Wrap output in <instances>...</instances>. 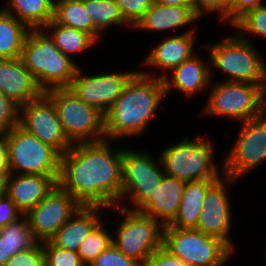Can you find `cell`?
Masks as SVG:
<instances>
[{
	"mask_svg": "<svg viewBox=\"0 0 266 266\" xmlns=\"http://www.w3.org/2000/svg\"><path fill=\"white\" fill-rule=\"evenodd\" d=\"M84 7L91 17L94 28L105 35L106 31L117 27V29L130 26L125 22L116 0H87Z\"/></svg>",
	"mask_w": 266,
	"mask_h": 266,
	"instance_id": "cell-30",
	"label": "cell"
},
{
	"mask_svg": "<svg viewBox=\"0 0 266 266\" xmlns=\"http://www.w3.org/2000/svg\"><path fill=\"white\" fill-rule=\"evenodd\" d=\"M153 3L165 6H186L193 7V0H153Z\"/></svg>",
	"mask_w": 266,
	"mask_h": 266,
	"instance_id": "cell-43",
	"label": "cell"
},
{
	"mask_svg": "<svg viewBox=\"0 0 266 266\" xmlns=\"http://www.w3.org/2000/svg\"><path fill=\"white\" fill-rule=\"evenodd\" d=\"M11 129L0 119V138H5Z\"/></svg>",
	"mask_w": 266,
	"mask_h": 266,
	"instance_id": "cell-45",
	"label": "cell"
},
{
	"mask_svg": "<svg viewBox=\"0 0 266 266\" xmlns=\"http://www.w3.org/2000/svg\"><path fill=\"white\" fill-rule=\"evenodd\" d=\"M119 210L122 216L116 228V236L112 234V244L126 256L132 257L143 265L151 254L163 247L164 225L140 211H134L122 206L109 208V211Z\"/></svg>",
	"mask_w": 266,
	"mask_h": 266,
	"instance_id": "cell-11",
	"label": "cell"
},
{
	"mask_svg": "<svg viewBox=\"0 0 266 266\" xmlns=\"http://www.w3.org/2000/svg\"><path fill=\"white\" fill-rule=\"evenodd\" d=\"M54 40L63 54L73 59L76 54H83L97 45V41L87 32L57 24L53 19L43 28ZM49 30V31H48Z\"/></svg>",
	"mask_w": 266,
	"mask_h": 266,
	"instance_id": "cell-27",
	"label": "cell"
},
{
	"mask_svg": "<svg viewBox=\"0 0 266 266\" xmlns=\"http://www.w3.org/2000/svg\"><path fill=\"white\" fill-rule=\"evenodd\" d=\"M80 66L68 87L78 98L95 107L104 115L121 96L122 91L131 77L137 72L124 71L84 74ZM89 75V76H88Z\"/></svg>",
	"mask_w": 266,
	"mask_h": 266,
	"instance_id": "cell-15",
	"label": "cell"
},
{
	"mask_svg": "<svg viewBox=\"0 0 266 266\" xmlns=\"http://www.w3.org/2000/svg\"><path fill=\"white\" fill-rule=\"evenodd\" d=\"M0 91L19 107L44 93L21 58L0 59Z\"/></svg>",
	"mask_w": 266,
	"mask_h": 266,
	"instance_id": "cell-19",
	"label": "cell"
},
{
	"mask_svg": "<svg viewBox=\"0 0 266 266\" xmlns=\"http://www.w3.org/2000/svg\"><path fill=\"white\" fill-rule=\"evenodd\" d=\"M186 182L164 175L154 197L140 210L141 213L169 225L176 217Z\"/></svg>",
	"mask_w": 266,
	"mask_h": 266,
	"instance_id": "cell-23",
	"label": "cell"
},
{
	"mask_svg": "<svg viewBox=\"0 0 266 266\" xmlns=\"http://www.w3.org/2000/svg\"><path fill=\"white\" fill-rule=\"evenodd\" d=\"M20 58L44 92L68 88L80 66L62 53L43 28L30 29Z\"/></svg>",
	"mask_w": 266,
	"mask_h": 266,
	"instance_id": "cell-3",
	"label": "cell"
},
{
	"mask_svg": "<svg viewBox=\"0 0 266 266\" xmlns=\"http://www.w3.org/2000/svg\"><path fill=\"white\" fill-rule=\"evenodd\" d=\"M102 220L81 242L77 253L82 262L88 266L112 244V233ZM110 231V232H109Z\"/></svg>",
	"mask_w": 266,
	"mask_h": 266,
	"instance_id": "cell-31",
	"label": "cell"
},
{
	"mask_svg": "<svg viewBox=\"0 0 266 266\" xmlns=\"http://www.w3.org/2000/svg\"><path fill=\"white\" fill-rule=\"evenodd\" d=\"M165 97L163 79L138 70L104 115L106 138L114 143L115 140L137 138L146 133Z\"/></svg>",
	"mask_w": 266,
	"mask_h": 266,
	"instance_id": "cell-2",
	"label": "cell"
},
{
	"mask_svg": "<svg viewBox=\"0 0 266 266\" xmlns=\"http://www.w3.org/2000/svg\"><path fill=\"white\" fill-rule=\"evenodd\" d=\"M0 171H10L7 164V149L5 138H0Z\"/></svg>",
	"mask_w": 266,
	"mask_h": 266,
	"instance_id": "cell-42",
	"label": "cell"
},
{
	"mask_svg": "<svg viewBox=\"0 0 266 266\" xmlns=\"http://www.w3.org/2000/svg\"><path fill=\"white\" fill-rule=\"evenodd\" d=\"M195 37H197L196 31L164 37L160 43L158 42L155 47H152L143 61V65L145 64L148 69L153 67L154 71L141 70V72L151 77L163 78L175 67L197 53ZM157 69L159 73L156 74Z\"/></svg>",
	"mask_w": 266,
	"mask_h": 266,
	"instance_id": "cell-17",
	"label": "cell"
},
{
	"mask_svg": "<svg viewBox=\"0 0 266 266\" xmlns=\"http://www.w3.org/2000/svg\"><path fill=\"white\" fill-rule=\"evenodd\" d=\"M111 141L76 143L60 157L57 184L82 206L108 210L121 200L123 148L112 149Z\"/></svg>",
	"mask_w": 266,
	"mask_h": 266,
	"instance_id": "cell-1",
	"label": "cell"
},
{
	"mask_svg": "<svg viewBox=\"0 0 266 266\" xmlns=\"http://www.w3.org/2000/svg\"><path fill=\"white\" fill-rule=\"evenodd\" d=\"M54 102L63 131L72 144L106 139L102 112L78 98L69 88L45 92Z\"/></svg>",
	"mask_w": 266,
	"mask_h": 266,
	"instance_id": "cell-10",
	"label": "cell"
},
{
	"mask_svg": "<svg viewBox=\"0 0 266 266\" xmlns=\"http://www.w3.org/2000/svg\"><path fill=\"white\" fill-rule=\"evenodd\" d=\"M182 140L161 149L159 157L165 175L184 182L204 179H219L224 175L215 161L212 139L196 136L192 140L185 136ZM220 170V171H219Z\"/></svg>",
	"mask_w": 266,
	"mask_h": 266,
	"instance_id": "cell-5",
	"label": "cell"
},
{
	"mask_svg": "<svg viewBox=\"0 0 266 266\" xmlns=\"http://www.w3.org/2000/svg\"><path fill=\"white\" fill-rule=\"evenodd\" d=\"M144 266H189L178 257L170 254L166 249L161 247L154 251L148 258Z\"/></svg>",
	"mask_w": 266,
	"mask_h": 266,
	"instance_id": "cell-39",
	"label": "cell"
},
{
	"mask_svg": "<svg viewBox=\"0 0 266 266\" xmlns=\"http://www.w3.org/2000/svg\"><path fill=\"white\" fill-rule=\"evenodd\" d=\"M82 205L58 184L29 212V228L37 242L49 241Z\"/></svg>",
	"mask_w": 266,
	"mask_h": 266,
	"instance_id": "cell-14",
	"label": "cell"
},
{
	"mask_svg": "<svg viewBox=\"0 0 266 266\" xmlns=\"http://www.w3.org/2000/svg\"><path fill=\"white\" fill-rule=\"evenodd\" d=\"M4 266H45V255L41 242L28 250L14 254Z\"/></svg>",
	"mask_w": 266,
	"mask_h": 266,
	"instance_id": "cell-37",
	"label": "cell"
},
{
	"mask_svg": "<svg viewBox=\"0 0 266 266\" xmlns=\"http://www.w3.org/2000/svg\"><path fill=\"white\" fill-rule=\"evenodd\" d=\"M232 27L237 29L236 33L244 40L254 35L266 38V4L248 11Z\"/></svg>",
	"mask_w": 266,
	"mask_h": 266,
	"instance_id": "cell-32",
	"label": "cell"
},
{
	"mask_svg": "<svg viewBox=\"0 0 266 266\" xmlns=\"http://www.w3.org/2000/svg\"><path fill=\"white\" fill-rule=\"evenodd\" d=\"M57 183L48 176L10 173L7 195L16 208L26 214L33 209Z\"/></svg>",
	"mask_w": 266,
	"mask_h": 266,
	"instance_id": "cell-22",
	"label": "cell"
},
{
	"mask_svg": "<svg viewBox=\"0 0 266 266\" xmlns=\"http://www.w3.org/2000/svg\"><path fill=\"white\" fill-rule=\"evenodd\" d=\"M41 243L45 255V266H86L77 252L58 248L50 241Z\"/></svg>",
	"mask_w": 266,
	"mask_h": 266,
	"instance_id": "cell-33",
	"label": "cell"
},
{
	"mask_svg": "<svg viewBox=\"0 0 266 266\" xmlns=\"http://www.w3.org/2000/svg\"><path fill=\"white\" fill-rule=\"evenodd\" d=\"M53 20L59 25L87 32L97 42H99L103 37L94 28L91 17L84 7V2H54Z\"/></svg>",
	"mask_w": 266,
	"mask_h": 266,
	"instance_id": "cell-29",
	"label": "cell"
},
{
	"mask_svg": "<svg viewBox=\"0 0 266 266\" xmlns=\"http://www.w3.org/2000/svg\"><path fill=\"white\" fill-rule=\"evenodd\" d=\"M0 119L12 130L19 124V106L0 91Z\"/></svg>",
	"mask_w": 266,
	"mask_h": 266,
	"instance_id": "cell-38",
	"label": "cell"
},
{
	"mask_svg": "<svg viewBox=\"0 0 266 266\" xmlns=\"http://www.w3.org/2000/svg\"><path fill=\"white\" fill-rule=\"evenodd\" d=\"M21 215L22 213L7 194L0 196V227L7 226Z\"/></svg>",
	"mask_w": 266,
	"mask_h": 266,
	"instance_id": "cell-41",
	"label": "cell"
},
{
	"mask_svg": "<svg viewBox=\"0 0 266 266\" xmlns=\"http://www.w3.org/2000/svg\"><path fill=\"white\" fill-rule=\"evenodd\" d=\"M163 248L189 266H224L233 249L220 238L195 228H175L166 225Z\"/></svg>",
	"mask_w": 266,
	"mask_h": 266,
	"instance_id": "cell-9",
	"label": "cell"
},
{
	"mask_svg": "<svg viewBox=\"0 0 266 266\" xmlns=\"http://www.w3.org/2000/svg\"><path fill=\"white\" fill-rule=\"evenodd\" d=\"M122 153V195L117 206L140 211L161 186L165 175L160 157L153 158L147 151L124 148ZM128 198V207L122 202Z\"/></svg>",
	"mask_w": 266,
	"mask_h": 266,
	"instance_id": "cell-8",
	"label": "cell"
},
{
	"mask_svg": "<svg viewBox=\"0 0 266 266\" xmlns=\"http://www.w3.org/2000/svg\"><path fill=\"white\" fill-rule=\"evenodd\" d=\"M88 266H144L138 260L126 256L117 247L111 244Z\"/></svg>",
	"mask_w": 266,
	"mask_h": 266,
	"instance_id": "cell-36",
	"label": "cell"
},
{
	"mask_svg": "<svg viewBox=\"0 0 266 266\" xmlns=\"http://www.w3.org/2000/svg\"><path fill=\"white\" fill-rule=\"evenodd\" d=\"M67 1H78V2H84L87 0H53V2H67Z\"/></svg>",
	"mask_w": 266,
	"mask_h": 266,
	"instance_id": "cell-46",
	"label": "cell"
},
{
	"mask_svg": "<svg viewBox=\"0 0 266 266\" xmlns=\"http://www.w3.org/2000/svg\"><path fill=\"white\" fill-rule=\"evenodd\" d=\"M239 127L237 139L222 159L224 175L235 180L266 162V111L259 117L239 122Z\"/></svg>",
	"mask_w": 266,
	"mask_h": 266,
	"instance_id": "cell-12",
	"label": "cell"
},
{
	"mask_svg": "<svg viewBox=\"0 0 266 266\" xmlns=\"http://www.w3.org/2000/svg\"><path fill=\"white\" fill-rule=\"evenodd\" d=\"M1 9L30 29L44 28L54 17L53 0H6Z\"/></svg>",
	"mask_w": 266,
	"mask_h": 266,
	"instance_id": "cell-26",
	"label": "cell"
},
{
	"mask_svg": "<svg viewBox=\"0 0 266 266\" xmlns=\"http://www.w3.org/2000/svg\"><path fill=\"white\" fill-rule=\"evenodd\" d=\"M216 180L204 179L187 182L178 213L169 226L175 228H196L199 216L202 213L206 192Z\"/></svg>",
	"mask_w": 266,
	"mask_h": 266,
	"instance_id": "cell-24",
	"label": "cell"
},
{
	"mask_svg": "<svg viewBox=\"0 0 266 266\" xmlns=\"http://www.w3.org/2000/svg\"><path fill=\"white\" fill-rule=\"evenodd\" d=\"M211 82L201 115L228 118L238 123L259 117L266 111V91L260 85L222 80Z\"/></svg>",
	"mask_w": 266,
	"mask_h": 266,
	"instance_id": "cell-6",
	"label": "cell"
},
{
	"mask_svg": "<svg viewBox=\"0 0 266 266\" xmlns=\"http://www.w3.org/2000/svg\"><path fill=\"white\" fill-rule=\"evenodd\" d=\"M19 125L61 155L73 146L63 131L53 100L45 92L19 107Z\"/></svg>",
	"mask_w": 266,
	"mask_h": 266,
	"instance_id": "cell-13",
	"label": "cell"
},
{
	"mask_svg": "<svg viewBox=\"0 0 266 266\" xmlns=\"http://www.w3.org/2000/svg\"><path fill=\"white\" fill-rule=\"evenodd\" d=\"M30 28L0 9V59L20 58Z\"/></svg>",
	"mask_w": 266,
	"mask_h": 266,
	"instance_id": "cell-28",
	"label": "cell"
},
{
	"mask_svg": "<svg viewBox=\"0 0 266 266\" xmlns=\"http://www.w3.org/2000/svg\"><path fill=\"white\" fill-rule=\"evenodd\" d=\"M10 171H0V196L7 194Z\"/></svg>",
	"mask_w": 266,
	"mask_h": 266,
	"instance_id": "cell-44",
	"label": "cell"
},
{
	"mask_svg": "<svg viewBox=\"0 0 266 266\" xmlns=\"http://www.w3.org/2000/svg\"><path fill=\"white\" fill-rule=\"evenodd\" d=\"M125 22L134 28L142 20L153 0H116Z\"/></svg>",
	"mask_w": 266,
	"mask_h": 266,
	"instance_id": "cell-34",
	"label": "cell"
},
{
	"mask_svg": "<svg viewBox=\"0 0 266 266\" xmlns=\"http://www.w3.org/2000/svg\"><path fill=\"white\" fill-rule=\"evenodd\" d=\"M36 243L25 214L7 226L0 227V266H4L17 252L28 250Z\"/></svg>",
	"mask_w": 266,
	"mask_h": 266,
	"instance_id": "cell-25",
	"label": "cell"
},
{
	"mask_svg": "<svg viewBox=\"0 0 266 266\" xmlns=\"http://www.w3.org/2000/svg\"><path fill=\"white\" fill-rule=\"evenodd\" d=\"M200 20L194 13L193 7L186 6H165L157 3H153L152 6L146 11L142 20L134 28L137 32L142 30L165 33L170 30L182 29L181 33L195 32V27L188 28L183 31V28H187L194 22ZM145 30V31H144Z\"/></svg>",
	"mask_w": 266,
	"mask_h": 266,
	"instance_id": "cell-20",
	"label": "cell"
},
{
	"mask_svg": "<svg viewBox=\"0 0 266 266\" xmlns=\"http://www.w3.org/2000/svg\"><path fill=\"white\" fill-rule=\"evenodd\" d=\"M265 5L264 0H232L230 7V26H233L248 11Z\"/></svg>",
	"mask_w": 266,
	"mask_h": 266,
	"instance_id": "cell-40",
	"label": "cell"
},
{
	"mask_svg": "<svg viewBox=\"0 0 266 266\" xmlns=\"http://www.w3.org/2000/svg\"><path fill=\"white\" fill-rule=\"evenodd\" d=\"M5 143L10 173L48 176L58 182L61 154L55 148L19 124L7 133Z\"/></svg>",
	"mask_w": 266,
	"mask_h": 266,
	"instance_id": "cell-7",
	"label": "cell"
},
{
	"mask_svg": "<svg viewBox=\"0 0 266 266\" xmlns=\"http://www.w3.org/2000/svg\"><path fill=\"white\" fill-rule=\"evenodd\" d=\"M105 209L81 206L49 241L58 248L77 252L82 240L103 220Z\"/></svg>",
	"mask_w": 266,
	"mask_h": 266,
	"instance_id": "cell-21",
	"label": "cell"
},
{
	"mask_svg": "<svg viewBox=\"0 0 266 266\" xmlns=\"http://www.w3.org/2000/svg\"><path fill=\"white\" fill-rule=\"evenodd\" d=\"M232 0H193V10L195 15L201 19L205 14H218L222 22L230 25V7ZM203 16V17H202Z\"/></svg>",
	"mask_w": 266,
	"mask_h": 266,
	"instance_id": "cell-35",
	"label": "cell"
},
{
	"mask_svg": "<svg viewBox=\"0 0 266 266\" xmlns=\"http://www.w3.org/2000/svg\"><path fill=\"white\" fill-rule=\"evenodd\" d=\"M210 61H205L199 55L194 54L190 59L182 62L164 76L165 95L170 93L172 88L188 97L199 95L203 90H208L214 77L210 68ZM171 73V74H170Z\"/></svg>",
	"mask_w": 266,
	"mask_h": 266,
	"instance_id": "cell-18",
	"label": "cell"
},
{
	"mask_svg": "<svg viewBox=\"0 0 266 266\" xmlns=\"http://www.w3.org/2000/svg\"><path fill=\"white\" fill-rule=\"evenodd\" d=\"M219 41L201 43L200 47L207 50L210 67L227 75L222 81L252 83L266 91V63L254 43L236 32Z\"/></svg>",
	"mask_w": 266,
	"mask_h": 266,
	"instance_id": "cell-4",
	"label": "cell"
},
{
	"mask_svg": "<svg viewBox=\"0 0 266 266\" xmlns=\"http://www.w3.org/2000/svg\"><path fill=\"white\" fill-rule=\"evenodd\" d=\"M238 180L223 175L207 190L203 200L202 213L195 229L205 234L220 238L233 250L236 249L230 238L232 220L229 192ZM228 194V195H227Z\"/></svg>",
	"mask_w": 266,
	"mask_h": 266,
	"instance_id": "cell-16",
	"label": "cell"
}]
</instances>
